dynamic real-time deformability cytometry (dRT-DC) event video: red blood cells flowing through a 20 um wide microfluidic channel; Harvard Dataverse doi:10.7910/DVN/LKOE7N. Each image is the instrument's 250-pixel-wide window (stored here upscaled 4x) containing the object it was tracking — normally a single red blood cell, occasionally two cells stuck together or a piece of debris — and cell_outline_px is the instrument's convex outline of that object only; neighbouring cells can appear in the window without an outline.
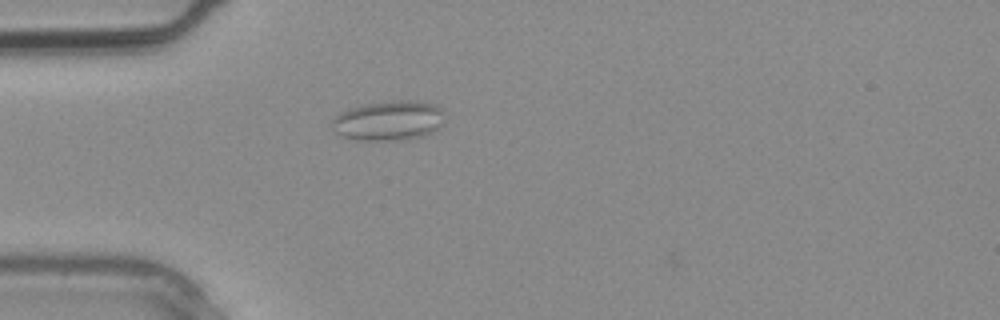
{"species": "common noctule bat (a hibernating species)", "species_latin": "Nyctalus noctula", "temperature_condition": "warm", "stored_images_in_passage": 3, "camera_frame_rate_fps": 3000, "um_per_image_px": 0.085, "animal": {"sex": "male", "body_mass_g": 20.4}, "frame": {"image": 1, "passage_image": 3, "time_ms": 0.667, "image_size_px": [1000, 320], "cell_outline_px": [[444, 124], [440, 128], [424, 136], [400, 140], [356, 140], [340, 136], [336, 132], [332, 124], [332, 120], [340, 112], [352, 108], [368, 104], [400, 100], [408, 100], [436, 104], [444, 112]], "centroid_in_image_um": [33.09, 10.27], "position_along_channel_um": 51.9, "area_um2": 26.13}}